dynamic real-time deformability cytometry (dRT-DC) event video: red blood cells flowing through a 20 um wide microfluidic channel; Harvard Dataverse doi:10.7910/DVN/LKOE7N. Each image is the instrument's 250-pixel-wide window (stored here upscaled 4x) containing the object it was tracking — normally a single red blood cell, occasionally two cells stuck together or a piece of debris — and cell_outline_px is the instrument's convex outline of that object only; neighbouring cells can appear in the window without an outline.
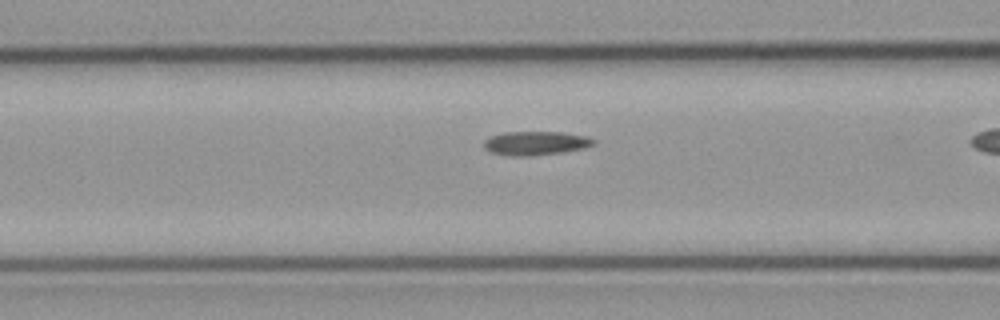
{"species": "common noctule bat (a hibernating species)", "species_latin": "Nyctalus noctula", "temperature_condition": "cold", "stored_images_in_passage": 28, "camera_frame_rate_fps": 3000, "um_per_image_px": 0.085, "animal": {"sex": "male", "body_mass_g": 23.1, "forearm_length_mm": 52.7}, "frame": {"image": 1, "passage_image": 7, "time_ms": 2.0, "image_size_px": [1000, 320], "cell_outline_px": [[596, 144], [584, 148], [560, 152], [528, 156], [512, 156], [492, 152], [484, 148], [484, 140], [492, 136], [504, 132], [564, 132], [588, 136], [596, 140]], "centroid_in_image_um": [45.57, 12.16], "position_along_channel_um": 121.0, "area_um2": 15.2}}
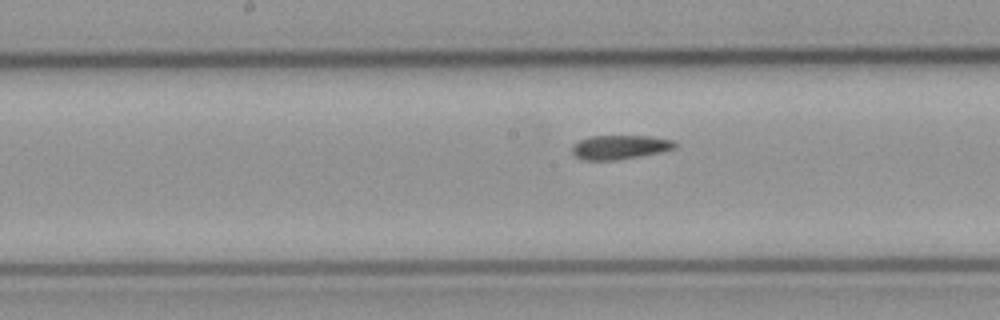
{"frame": {"image": 2, "passage_image": 13, "time_ms": 4.0, "image_size_px": [1000, 320], "cell_outline_px": [[676, 148], [660, 152], [640, 156], [616, 160], [584, 160], [576, 156], [572, 152], [572, 144], [588, 136], [652, 136], [676, 140]], "centroid_in_image_um": [52.7, 12.5], "position_along_channel_um": 195.5, "area_um2": 14.57}}
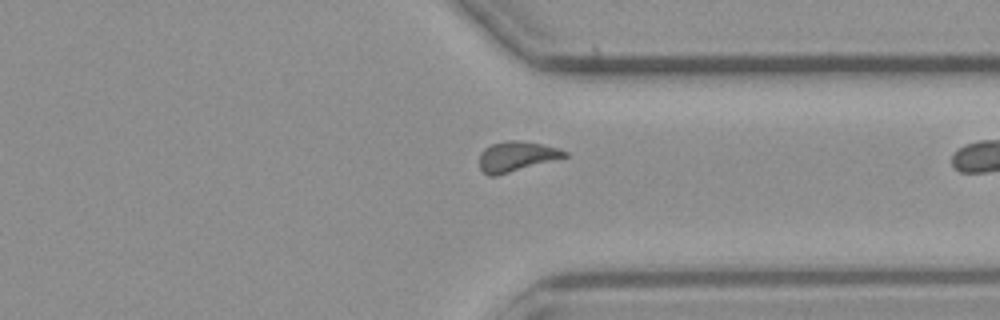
{"frame": {"image": 3, "passage_image": 27, "time_ms": 8.667, "image_size_px": [1000, 320], "cell_outline_px": [[568, 156], [496, 176], [488, 176], [480, 168], [480, 152], [484, 148], [492, 144], [508, 140], [516, 140], [540, 144], [560, 148], [568, 152]], "centroid_in_image_um": [43.89, 13.29], "position_along_channel_um": 367.5, "area_um2": 14.8}}